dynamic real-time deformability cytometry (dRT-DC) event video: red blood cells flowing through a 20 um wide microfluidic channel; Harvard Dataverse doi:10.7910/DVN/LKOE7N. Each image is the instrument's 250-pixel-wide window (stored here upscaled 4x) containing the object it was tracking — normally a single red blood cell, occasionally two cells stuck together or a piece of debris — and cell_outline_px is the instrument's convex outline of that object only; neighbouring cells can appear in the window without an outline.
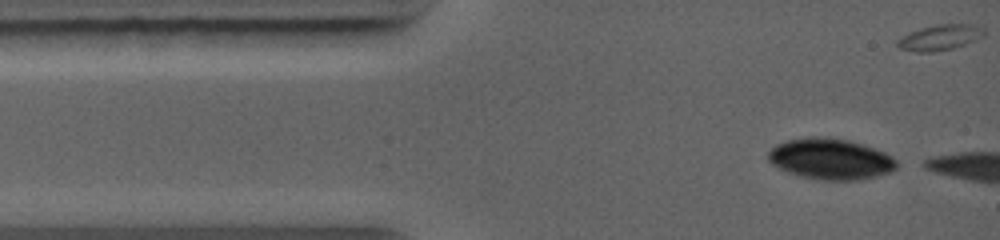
{"species": "common noctule bat (a hibernating species)", "species_latin": "Nyctalus noctula", "temperature_condition": "warm", "stored_images_in_passage": 5, "camera_frame_rate_fps": 5000, "um_per_image_px": 0.085, "animal": {"sex": "female", "body_mass_g": 19.0, "forearm_length_mm": 56.7}, "frame": {"image": 1, "passage_image": 1, "time_ms": 0.0, "image_size_px": [1000, 240], "cell_outline_px": [[904, 164], [892, 172], [860, 180], [820, 180], [800, 176], [788, 172], [772, 164], [768, 160], [768, 152], [776, 144], [788, 140], [812, 136], [820, 136], [848, 140], [884, 152], [892, 156]], "centroid_in_image_um": [70.65, 13.52], "position_along_channel_um": 14.3, "area_um2": 30.87}}